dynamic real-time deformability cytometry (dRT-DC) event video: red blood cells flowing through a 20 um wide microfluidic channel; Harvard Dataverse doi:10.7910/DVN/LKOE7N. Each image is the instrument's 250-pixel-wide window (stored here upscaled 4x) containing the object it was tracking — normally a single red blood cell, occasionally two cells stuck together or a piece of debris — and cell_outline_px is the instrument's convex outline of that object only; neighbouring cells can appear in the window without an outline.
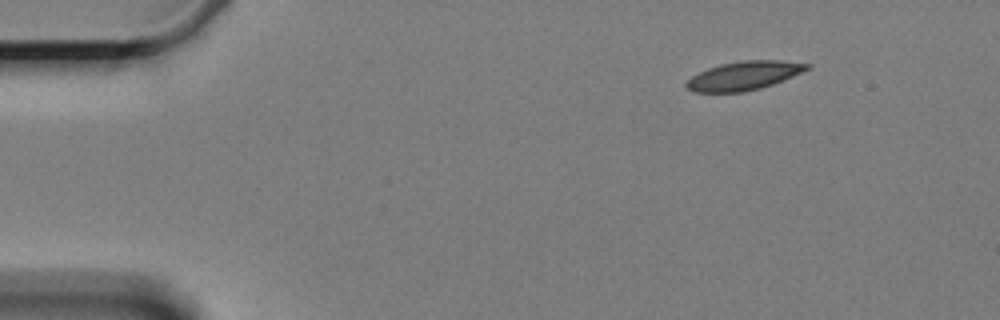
{"species": "Egyptian fruit bat (a non-hibernating species)", "species_latin": "Rousettus aegyptiacus", "temperature_condition": "cold", "stored_images_in_passage": 5, "segment_of_instrument_passage": [1, 2], "camera_frame_rate_fps": 3000, "um_per_image_px": 0.085, "animal": {"sex": "female"}, "frame": {"image": 1, "passage_image": 1, "time_ms": 0.0, "image_size_px": [1000, 320], "cell_outline_px": [[812, 68], [772, 84], [760, 88], [744, 92], [692, 92], [684, 84], [692, 76], [708, 68], [720, 64], [744, 60], [780, 60], [812, 64]], "centroid_in_image_um": [63.25, 6.43], "position_along_channel_um": 21.8, "area_um2": 20.11}}